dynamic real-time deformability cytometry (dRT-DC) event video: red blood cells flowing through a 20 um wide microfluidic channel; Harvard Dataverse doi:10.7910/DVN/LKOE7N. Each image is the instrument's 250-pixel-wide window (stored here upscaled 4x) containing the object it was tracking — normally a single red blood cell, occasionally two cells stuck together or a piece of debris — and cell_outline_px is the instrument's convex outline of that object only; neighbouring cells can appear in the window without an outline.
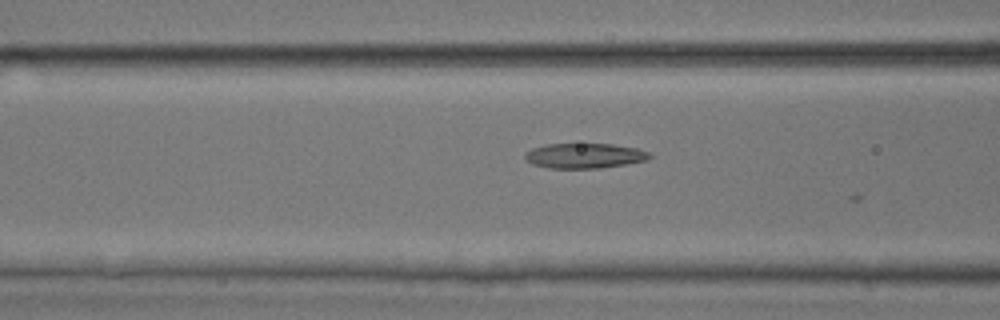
{"species": "common noctule bat (a hibernating species)", "species_latin": "Nyctalus noctula", "temperature_condition": "room temperature", "stored_images_in_passage": 5, "camera_frame_rate_fps": 3000, "um_per_image_px": 0.085, "animal": {"sex": "male", "body_mass_g": 17.9, "forearm_length_mm": 54.2}, "frame": {"image": 1, "passage_image": 4, "time_ms": 1.0, "image_size_px": [1000, 320], "cell_outline_px": [[652, 156], [648, 160], [600, 168], [548, 168], [532, 164], [524, 160], [524, 152], [532, 148], [548, 144], [612, 144], [636, 148], [648, 152]], "centroid_in_image_um": [49.63, 13.24], "position_along_channel_um": 117.0, "area_um2": 18.21}}